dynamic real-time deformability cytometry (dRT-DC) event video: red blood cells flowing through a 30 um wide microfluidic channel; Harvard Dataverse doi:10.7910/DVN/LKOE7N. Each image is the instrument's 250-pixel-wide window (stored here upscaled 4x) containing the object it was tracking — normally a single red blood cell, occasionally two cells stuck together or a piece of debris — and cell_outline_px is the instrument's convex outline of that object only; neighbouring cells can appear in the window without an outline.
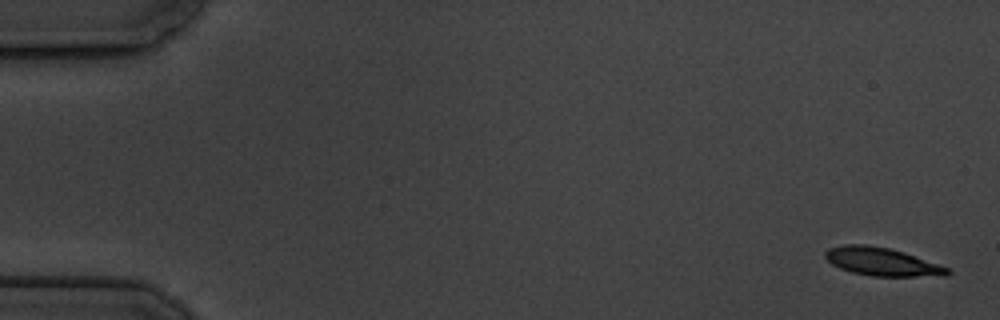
{"species": "common noctule bat (a hibernating species)", "species_latin": "Nyctalus noctula", "temperature_condition": "cold", "stored_images_in_passage": 6, "camera_frame_rate_fps": 3000, "um_per_image_px": 0.085, "animal": {"sex": "male", "body_mass_g": 19.5, "forearm_length_mm": 54.6}, "frame": {"image": 1, "passage_image": 1, "time_ms": 0.0, "image_size_px": [1000, 320], "cell_outline_px": [[952, 272], [948, 276], [872, 276], [852, 272], [840, 268], [832, 264], [824, 256], [824, 252], [828, 248], [844, 244], [864, 244], [888, 248], [904, 252], [952, 268]], "centroid_in_image_um": [75.01, 22.25], "position_along_channel_um": 10.0, "area_um2": 20.23}}
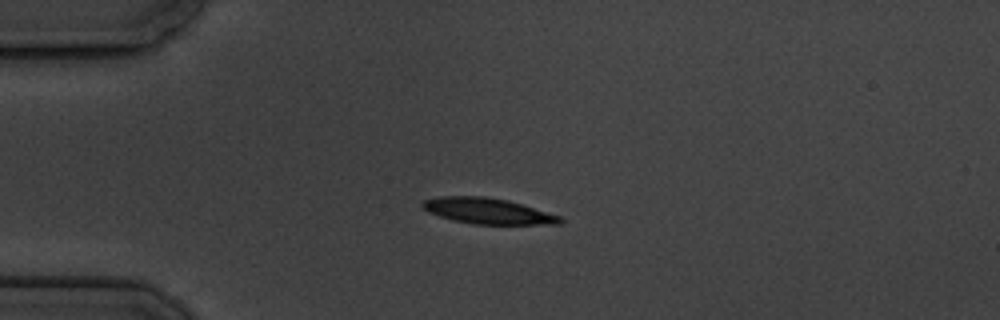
{"frame": {"image": 2, "passage_image": 4, "time_ms": 4.333, "image_size_px": [1000, 320], "cell_outline_px": [[564, 220], [560, 224], [472, 224], [452, 220], [428, 212], [420, 204], [424, 200], [436, 196], [484, 196], [508, 200], [560, 216]], "centroid_in_image_um": [41.43, 17.93], "position_along_channel_um": 43.6, "area_um2": 20.63}}